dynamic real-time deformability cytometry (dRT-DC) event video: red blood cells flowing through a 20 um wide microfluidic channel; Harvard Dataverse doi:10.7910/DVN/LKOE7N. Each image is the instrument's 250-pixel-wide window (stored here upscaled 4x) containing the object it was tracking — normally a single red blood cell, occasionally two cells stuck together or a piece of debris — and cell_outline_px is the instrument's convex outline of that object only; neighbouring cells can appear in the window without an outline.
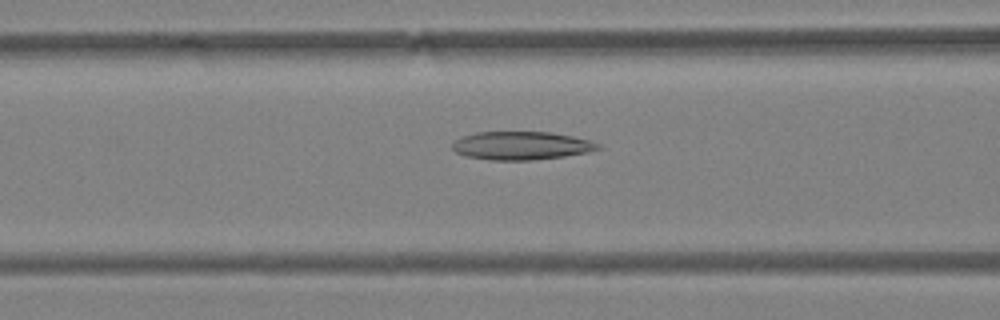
{"species": "Egyptian fruit bat (a non-hibernating species)", "species_latin": "Rousettus aegyptiacus", "temperature_condition": "warm", "stored_images_in_passage": 36, "camera_frame_rate_fps": 3000, "um_per_image_px": 0.085, "animal": {"sex": "female"}, "frame": {"image": 1, "passage_image": 11, "time_ms": 3.333, "image_size_px": [1000, 320], "cell_outline_px": [[600, 148], [588, 152], [564, 156], [532, 160], [488, 160], [464, 156], [456, 152], [452, 148], [452, 144], [460, 136], [476, 132], [552, 132], [572, 136], [588, 140], [600, 144]], "centroid_in_image_um": [44.27, 12.38], "position_along_channel_um": 122.3, "area_um2": 24.04}}
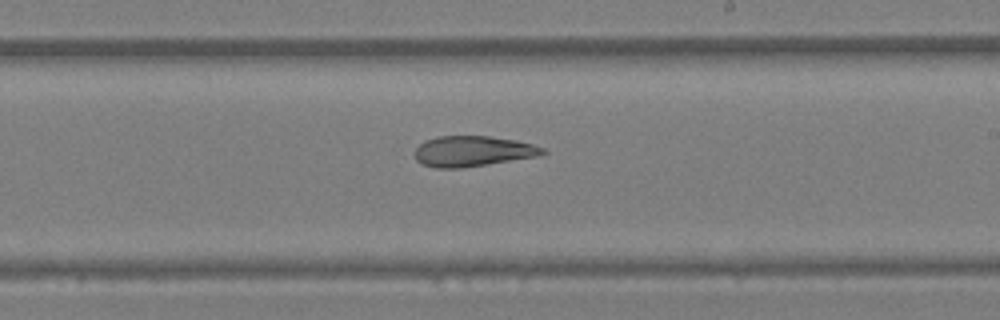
{"frame": {"image": 2, "passage_image": 20, "time_ms": 6.333, "image_size_px": [1000, 320], "cell_outline_px": [[548, 152], [540, 156], [460, 168], [436, 168], [420, 164], [416, 160], [412, 152], [424, 140], [436, 136], [488, 136], [516, 140], [532, 144], [544, 148]], "centroid_in_image_um": [40.15, 12.85], "position_along_channel_um": 248.9, "area_um2": 23.0}}
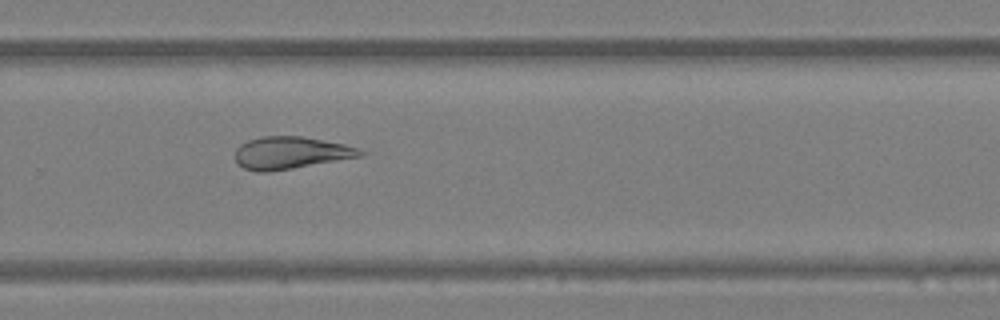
{"frame": {"image": 3, "passage_image": 24, "time_ms": 7.667, "image_size_px": [1000, 320], "cell_outline_px": [[364, 152], [360, 156], [292, 168], [268, 172], [256, 172], [244, 168], [236, 164], [236, 148], [240, 144], [248, 140], [260, 136], [300, 136], [344, 144], [356, 148]], "centroid_in_image_um": [24.62, 12.99], "position_along_channel_um": 305.2, "area_um2": 23.24}, "authors_computed_cell_mechanics": {"area_um2": 23.4379, "velocity_mm_per_s": 4.2266, "shape_relaxation_time_tau1_ms": null, "shape_relaxation_time_tau2_ms": 5.8632, "deformation_change_tau1": null, "deformation_change_tau2": 0.1781}}